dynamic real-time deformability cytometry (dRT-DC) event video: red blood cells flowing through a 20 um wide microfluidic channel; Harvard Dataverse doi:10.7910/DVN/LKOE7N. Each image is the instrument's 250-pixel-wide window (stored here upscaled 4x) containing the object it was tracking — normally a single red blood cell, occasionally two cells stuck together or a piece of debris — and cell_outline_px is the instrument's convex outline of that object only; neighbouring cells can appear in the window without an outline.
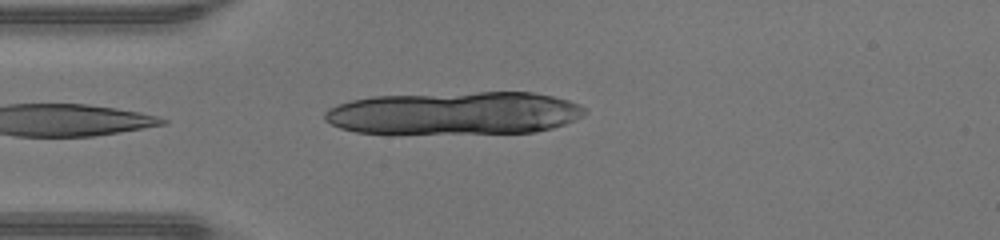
{"species": "human", "species_latin": "Homo sapiens", "temperature_condition": "warm", "stored_images_in_passage": 30, "segment_of_instrument_passage": [1, 2], "camera_frame_rate_fps": 3000, "um_per_image_px": 0.085, "donor": {"sex": "male"}, "frame": {"image": 1, "passage_image": 1, "time_ms": 0.0, "image_size_px": [1000, 240], "cell_outline_px": [[588, 112], [584, 116], [564, 124], [552, 128], [536, 132], [356, 132], [340, 128], [324, 120], [324, 112], [328, 108], [352, 100], [372, 96], [476, 92], [532, 92], [552, 96], [568, 100], [580, 104]], "centroid_in_image_um": [38.68, 9.59], "position_along_channel_um": 46.3, "area_um2": 64.39}}